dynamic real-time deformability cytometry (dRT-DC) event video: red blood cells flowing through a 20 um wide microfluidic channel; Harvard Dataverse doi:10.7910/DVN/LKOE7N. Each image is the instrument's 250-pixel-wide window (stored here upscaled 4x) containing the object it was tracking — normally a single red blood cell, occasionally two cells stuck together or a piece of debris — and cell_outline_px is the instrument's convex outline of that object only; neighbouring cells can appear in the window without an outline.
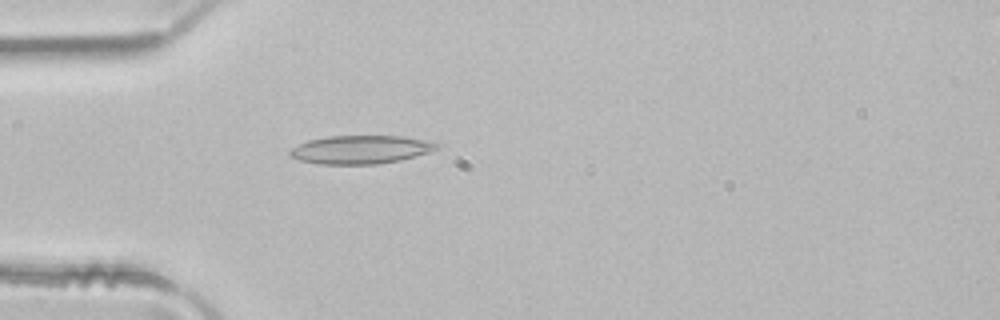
{"species": "common noctule bat (a hibernating species)", "species_latin": "Nyctalus noctula", "temperature_condition": "room temperature", "stored_images_in_passage": 3, "camera_frame_rate_fps": 3000, "um_per_image_px": 0.085, "animal": {"sex": "male", "body_mass_g": 21.5, "forearm_length_mm": 52.0}, "frame": {"image": 1, "passage_image": 3, "time_ms": 0.667, "image_size_px": [1000, 320], "cell_outline_px": [[440, 148], [428, 152], [400, 160], [376, 164], [320, 164], [300, 160], [288, 156], [288, 152], [292, 148], [308, 140], [328, 136], [404, 136], [424, 140], [440, 144]], "centroid_in_image_um": [30.64, 12.71], "position_along_channel_um": 54.4, "area_um2": 24.16}}